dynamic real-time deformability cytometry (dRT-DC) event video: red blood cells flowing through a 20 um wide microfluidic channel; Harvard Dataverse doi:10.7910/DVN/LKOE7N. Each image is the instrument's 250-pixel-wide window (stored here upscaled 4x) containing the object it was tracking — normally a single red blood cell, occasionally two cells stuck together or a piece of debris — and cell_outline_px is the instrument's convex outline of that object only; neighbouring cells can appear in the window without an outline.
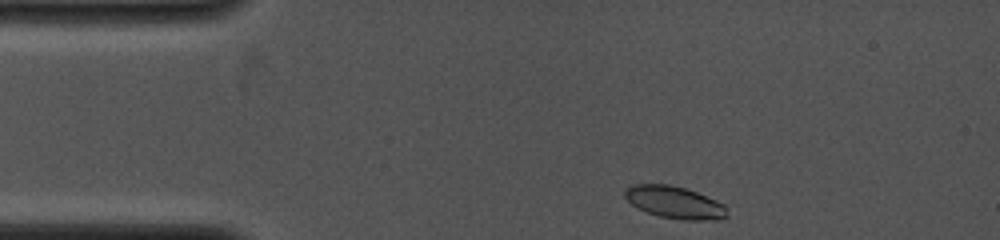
{"species": "common noctule bat (a hibernating species)", "species_latin": "Nyctalus noctula", "temperature_condition": "cold", "stored_images_in_passage": 19, "camera_frame_rate_fps": 4000, "um_per_image_px": 0.085, "animal": {"sex": "female", "body_mass_g": 19.0, "forearm_length_mm": 53.3}, "frame": {"image": 1, "passage_image": 1, "time_ms": 0.0, "image_size_px": [1000, 240], "cell_outline_px": [[728, 216], [720, 220], [684, 220], [660, 216], [648, 212], [632, 204], [624, 196], [624, 192], [632, 184], [668, 184], [684, 188], [696, 192], [716, 200], [724, 204]], "centroid_in_image_um": [57.38, 17.2], "position_along_channel_um": 27.6, "area_um2": 19.02}}
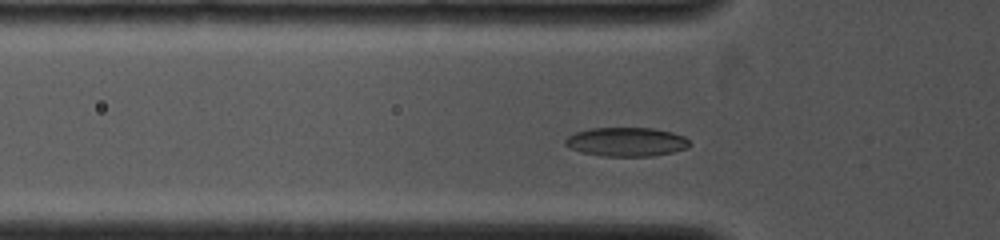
{"frame": {"image": 2, "passage_image": 13, "time_ms": 2.25, "image_size_px": [1000, 240], "cell_outline_px": [[692, 144], [688, 148], [672, 152], [652, 156], [600, 156], [580, 152], [564, 144], [564, 140], [568, 136], [576, 132], [588, 128], [652, 128], [672, 132], [684, 136]], "centroid_in_image_um": [53.24, 12.06], "position_along_channel_um": 72.6, "area_um2": 21.1}}
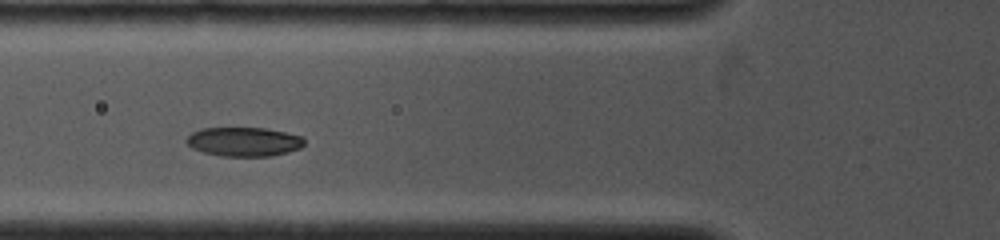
{"frame": {"image": 3, "passage_image": 18, "time_ms": 3.0, "image_size_px": [1000, 240], "cell_outline_px": [[304, 144], [300, 148], [288, 152], [272, 156], [220, 156], [204, 152], [192, 148], [184, 140], [192, 132], [200, 128], [264, 128], [284, 132], [300, 136], [304, 140]], "centroid_in_image_um": [20.7, 12.05], "position_along_channel_um": 105.1, "area_um2": 19.94}}